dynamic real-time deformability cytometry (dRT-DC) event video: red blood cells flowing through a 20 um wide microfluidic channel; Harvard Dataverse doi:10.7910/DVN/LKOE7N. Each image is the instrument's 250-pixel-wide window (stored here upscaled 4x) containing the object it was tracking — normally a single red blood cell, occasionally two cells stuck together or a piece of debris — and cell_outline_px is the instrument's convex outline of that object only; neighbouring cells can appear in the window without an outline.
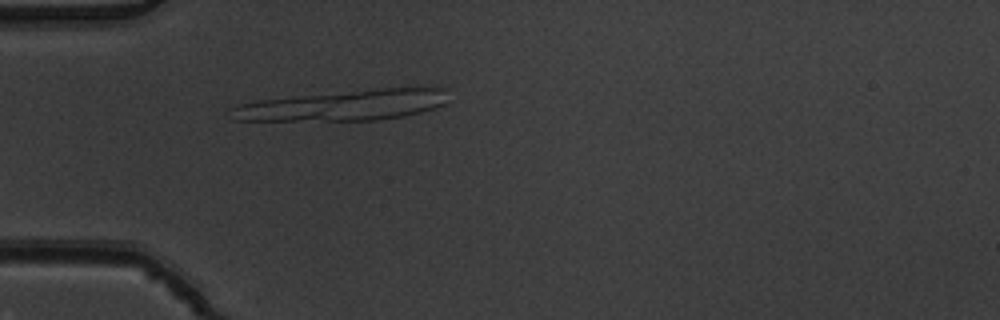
{"species": "common noctule bat (a hibernating species)", "species_latin": "Nyctalus noctula", "temperature_condition": "warm", "stored_images_in_passage": 5, "camera_frame_rate_fps": 3000, "um_per_image_px": 0.085, "animal": {"sex": "male", "body_mass_g": 19.5, "forearm_length_mm": 54.6}, "frame": {"image": 1, "passage_image": 5, "time_ms": 1.333, "image_size_px": [1000, 320], "cell_outline_px": [[448, 88], [444, 104], [436, 108], [404, 116], [376, 120], [232, 120], [228, 108], [240, 104], [260, 100], [380, 88]], "centroid_in_image_um": [29.22, 8.96], "position_along_channel_um": 55.8, "area_um2": 38.15}}